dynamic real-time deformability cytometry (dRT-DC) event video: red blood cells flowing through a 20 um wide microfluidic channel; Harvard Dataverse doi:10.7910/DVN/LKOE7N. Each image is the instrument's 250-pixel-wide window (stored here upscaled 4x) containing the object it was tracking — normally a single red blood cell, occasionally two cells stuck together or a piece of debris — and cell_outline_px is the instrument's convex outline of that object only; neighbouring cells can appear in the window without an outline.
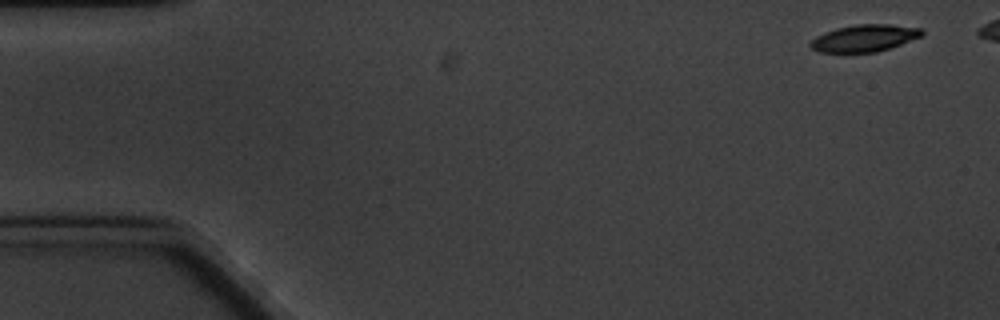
{"species": "common noctule bat (a hibernating species)", "species_latin": "Nyctalus noctula", "temperature_condition": "cold", "stored_images_in_passage": 6, "camera_frame_rate_fps": 3000, "um_per_image_px": 0.085, "animal": {"sex": "male", "body_mass_g": 20.1, "forearm_length_mm": 53.5}, "frame": {"image": 1, "passage_image": 1, "time_ms": 0.0, "image_size_px": [1000, 320], "cell_outline_px": [[924, 36], [876, 52], [816, 52], [808, 44], [816, 36], [824, 32], [836, 28], [856, 24], [888, 24], [924, 28]], "centroid_in_image_um": [73.49, 3.23], "position_along_channel_um": 11.5, "area_um2": 17.63}}